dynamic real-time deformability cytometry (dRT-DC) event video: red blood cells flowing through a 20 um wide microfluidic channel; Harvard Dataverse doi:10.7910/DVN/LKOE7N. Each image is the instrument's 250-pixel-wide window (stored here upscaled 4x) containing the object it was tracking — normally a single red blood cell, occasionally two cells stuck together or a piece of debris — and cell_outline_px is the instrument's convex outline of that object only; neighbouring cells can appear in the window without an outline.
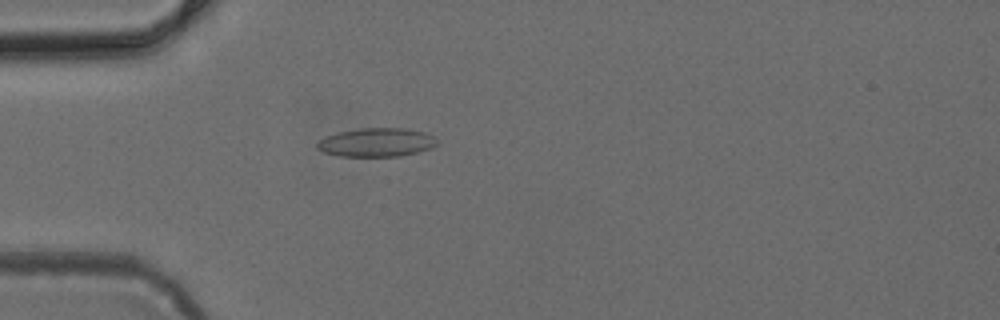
{"species": "common noctule bat (a hibernating species)", "species_latin": "Nyctalus noctula", "temperature_condition": "cold", "stored_images_in_passage": 49, "camera_frame_rate_fps": 3000, "um_per_image_px": 0.085, "animal": {"sex": "female", "body_mass_g": 24.6, "forearm_length_mm": 56.2}, "frame": {"image": 1, "passage_image": 14, "time_ms": 4.333, "image_size_px": [1000, 320], "cell_outline_px": [[436, 144], [432, 148], [400, 156], [340, 156], [324, 152], [316, 148], [316, 144], [320, 140], [328, 136], [340, 132], [360, 128], [408, 128], [424, 132], [432, 136], [436, 140]], "centroid_in_image_um": [32.01, 12.1], "position_along_channel_um": 53.0, "area_um2": 19.83}}
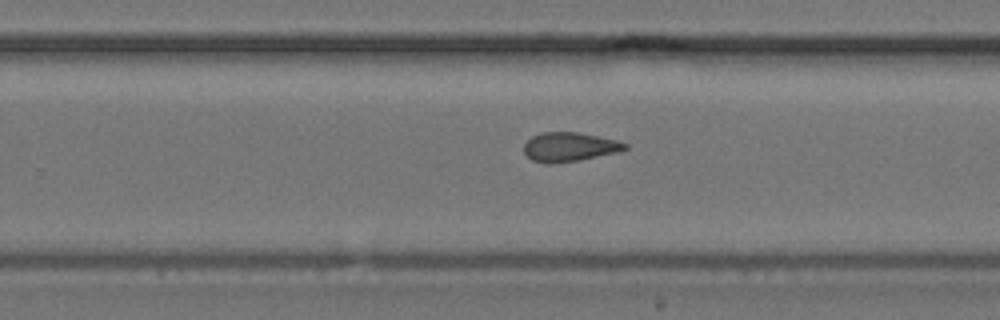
{"frame": {"image": 2, "passage_image": 31, "time_ms": 10.0, "image_size_px": [1000, 320], "cell_outline_px": [[628, 148], [620, 152], [580, 160], [552, 164], [548, 164], [532, 160], [524, 152], [524, 144], [532, 136], [540, 132], [580, 132], [616, 140], [628, 144]], "centroid_in_image_um": [48.42, 12.49], "position_along_channel_um": 281.4, "area_um2": 17.34}}
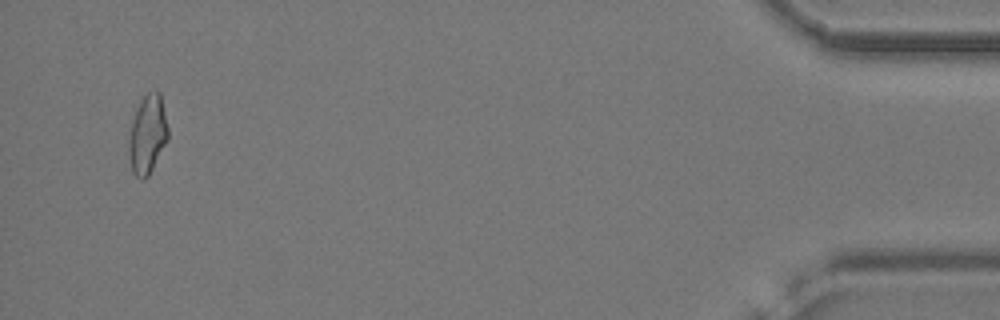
{"frame": {"image": 3, "passage_image": 47, "time_ms": 15.333, "image_size_px": [1000, 320], "cell_outline_px": [[168, 140], [148, 176], [144, 180], [140, 180], [132, 172], [128, 152], [128, 144], [132, 120], [140, 100], [148, 92], [156, 88], [160, 92], [168, 128]], "centroid_in_image_um": [12.54, 11.42], "position_along_channel_um": 422.7, "area_um2": 18.15}}